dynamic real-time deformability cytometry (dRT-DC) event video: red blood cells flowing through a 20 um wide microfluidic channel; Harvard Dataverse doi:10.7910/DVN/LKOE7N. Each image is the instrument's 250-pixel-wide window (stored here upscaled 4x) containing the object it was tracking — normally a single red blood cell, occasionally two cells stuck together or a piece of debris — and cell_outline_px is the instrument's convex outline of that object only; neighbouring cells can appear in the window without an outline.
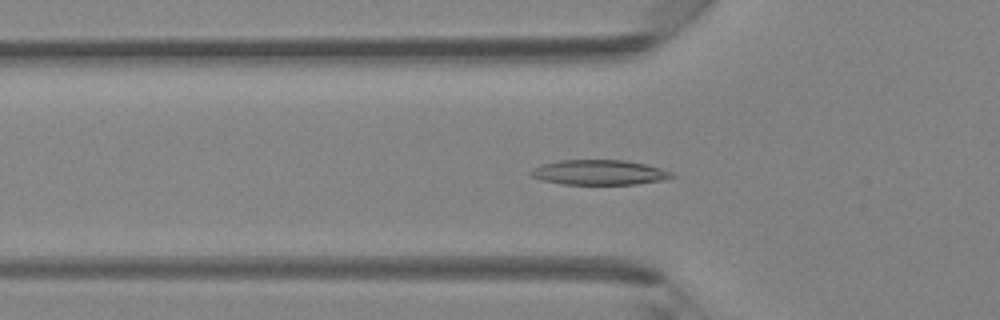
{"species": "Egyptian fruit bat (a non-hibernating species)", "species_latin": "Rousettus aegyptiacus", "temperature_condition": "room temperature", "stored_images_in_passage": 43, "camera_frame_rate_fps": 3000, "um_per_image_px": 0.085, "animal": {"sex": "female"}, "frame": {"image": 1, "passage_image": 14, "time_ms": 4.333, "image_size_px": [1000, 320], "cell_outline_px": [[676, 176], [660, 180], [636, 184], [564, 184], [540, 180], [532, 176], [528, 172], [532, 168], [540, 164], [560, 160], [624, 160], [644, 164], [660, 168], [672, 172]], "centroid_in_image_um": [50.87, 14.65], "position_along_channel_um": 74.9, "area_um2": 20.46}}
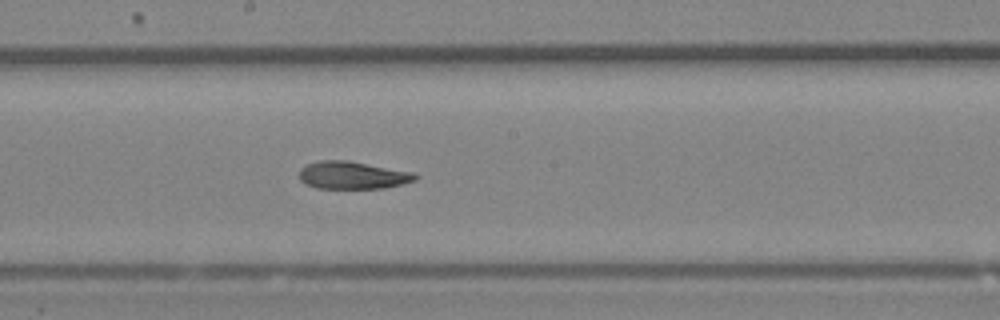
{"frame": {"image": 2, "passage_image": 23, "time_ms": 7.333, "image_size_px": [1000, 320], "cell_outline_px": [[420, 176], [416, 180], [384, 188], [316, 188], [304, 184], [300, 180], [300, 168], [308, 164], [320, 160], [348, 160], [412, 172]], "centroid_in_image_um": [29.95, 14.89], "position_along_channel_um": 218.2, "area_um2": 18.61}}
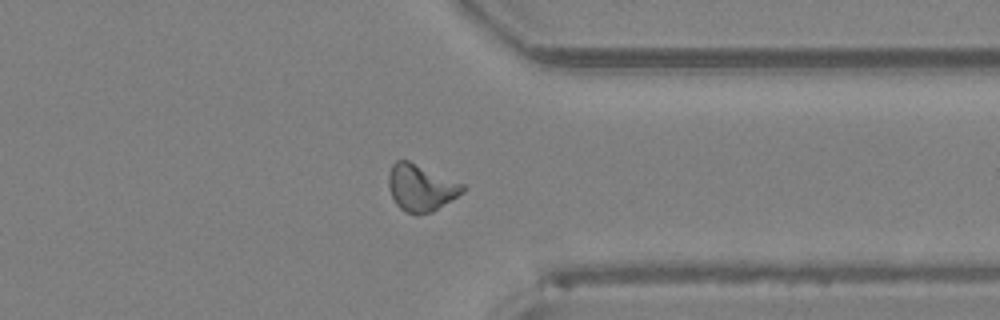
{"frame": {"image": 3, "passage_image": 33, "time_ms": 10.667, "image_size_px": [1000, 320], "cell_outline_px": [[468, 188], [464, 192], [432, 212], [416, 216], [400, 208], [396, 204], [388, 188], [388, 172], [392, 164], [396, 160], [408, 160], [464, 184]], "centroid_in_image_um": [35.77, 15.96], "position_along_channel_um": 375.6, "area_um2": 20.35}}